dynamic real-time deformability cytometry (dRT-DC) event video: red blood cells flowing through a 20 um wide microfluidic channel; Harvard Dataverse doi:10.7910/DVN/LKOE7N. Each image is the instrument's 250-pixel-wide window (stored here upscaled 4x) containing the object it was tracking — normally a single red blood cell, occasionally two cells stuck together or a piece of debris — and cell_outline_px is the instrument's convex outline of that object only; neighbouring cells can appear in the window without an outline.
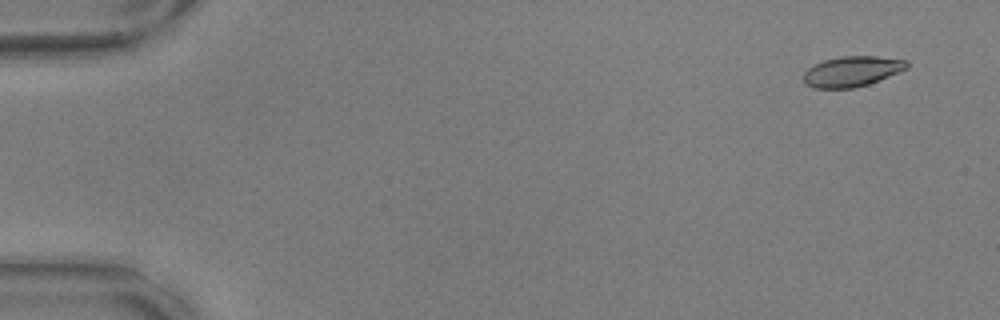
{"species": "common noctule bat (a hibernating species)", "species_latin": "Nyctalus noctula", "temperature_condition": "warm", "stored_images_in_passage": 57, "camera_frame_rate_fps": 3000, "um_per_image_px": 0.085, "animal": {"sex": "male", "body_mass_g": 17.9, "forearm_length_mm": 54.2}, "frame": {"image": 1, "passage_image": 4, "time_ms": 1.0, "image_size_px": [1000, 320], "cell_outline_px": [[908, 68], [868, 84], [852, 88], [812, 88], [804, 84], [804, 72], [808, 68], [824, 60], [840, 56], [876, 56], [908, 60]], "centroid_in_image_um": [72.4, 6.06], "position_along_channel_um": 12.6, "area_um2": 18.21}}
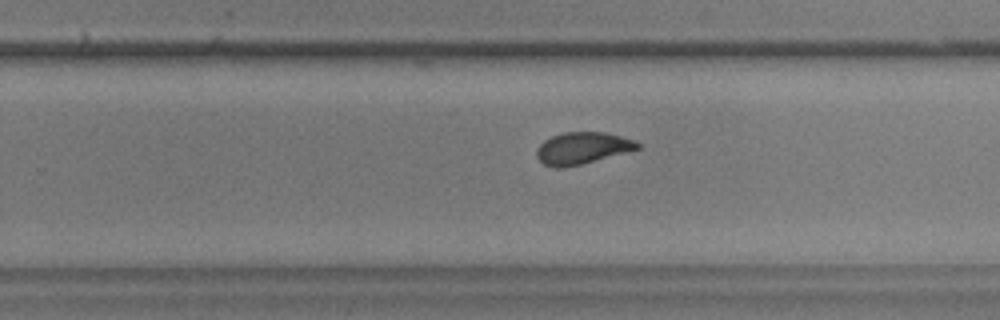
{"frame": {"image": 2, "passage_image": 37, "time_ms": 12.0, "image_size_px": [1000, 320], "cell_outline_px": [[640, 148], [580, 164], [560, 168], [556, 168], [544, 164], [536, 156], [536, 148], [544, 140], [552, 136], [564, 132], [604, 132], [620, 136], [632, 140], [640, 144]], "centroid_in_image_um": [49.44, 12.58], "position_along_channel_um": 280.4, "area_um2": 18.38}}
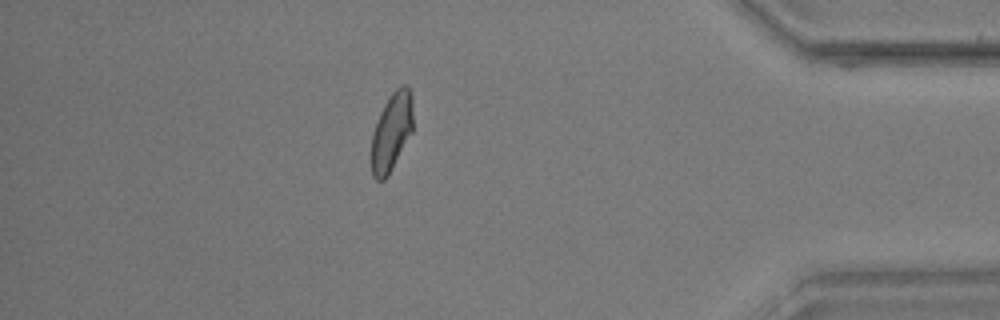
{"frame": {"image": 3, "passage_image": 50, "time_ms": 16.333, "image_size_px": [1000, 320], "cell_outline_px": [[412, 132], [388, 176], [384, 180], [376, 180], [372, 176], [372, 132], [380, 112], [384, 104], [392, 92], [396, 88], [404, 84], [412, 92]], "centroid_in_image_um": [33.28, 11.2], "position_along_channel_um": 401.9, "area_um2": 18.9}, "authors_computed_cell_mechanics": {"area_um2": 18.9584, "velocity_mm_per_s": 3.624, "shape_relaxation_time_tau1_ms": 4.5695, "shape_relaxation_time_tau2_ms": 0.7757, "deformation_change_tau1": 0.1796, "deformation_change_tau2": 0.0708}}